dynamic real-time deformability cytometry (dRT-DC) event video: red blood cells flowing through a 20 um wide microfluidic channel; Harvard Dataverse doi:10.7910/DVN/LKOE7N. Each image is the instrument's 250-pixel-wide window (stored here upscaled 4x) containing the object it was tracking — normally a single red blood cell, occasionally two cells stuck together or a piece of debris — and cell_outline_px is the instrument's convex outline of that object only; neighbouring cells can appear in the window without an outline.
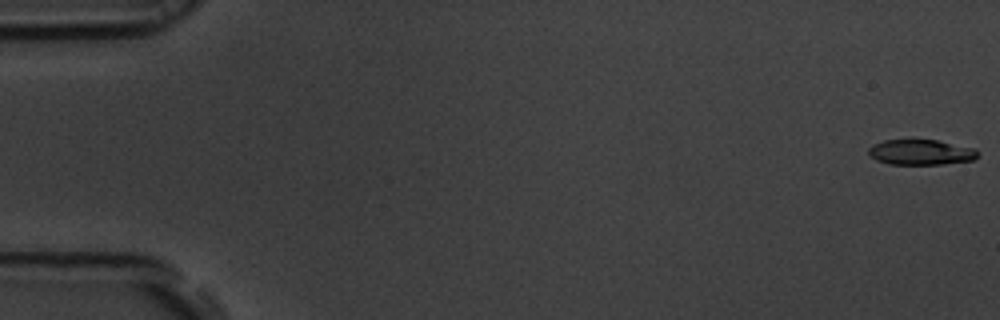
{"species": "common noctule bat (a hibernating species)", "species_latin": "Nyctalus noctula", "temperature_condition": "room temperature", "stored_images_in_passage": 56, "camera_frame_rate_fps": 3000, "um_per_image_px": 0.085, "animal": {"sex": "male", "body_mass_g": 19.5, "forearm_length_mm": 54.6}, "frame": {"image": 1, "passage_image": 1, "time_ms": 0.0, "image_size_px": [1000, 320], "cell_outline_px": [[980, 152], [972, 160], [944, 164], [888, 164], [876, 160], [868, 152], [868, 148], [872, 144], [884, 140], [912, 136], [936, 140], [976, 148]], "centroid_in_image_um": [78.23, 12.88], "position_along_channel_um": 6.8, "area_um2": 16.88}}
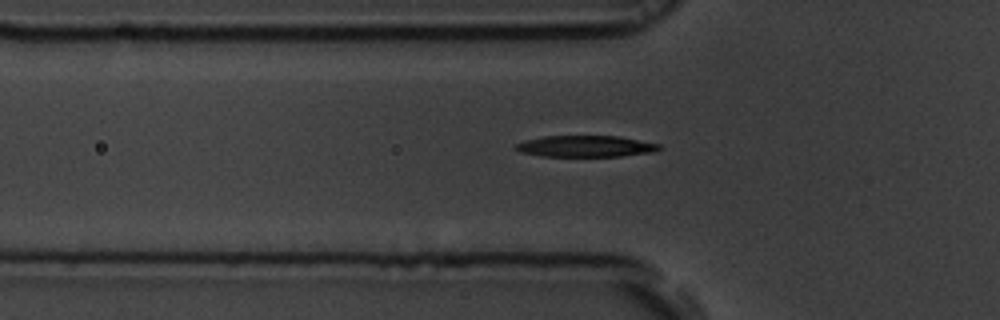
{"frame": {"image": 2, "passage_image": 19, "time_ms": 6.0, "image_size_px": [1000, 320], "cell_outline_px": [[664, 148], [656, 152], [620, 156], [540, 156], [520, 152], [512, 148], [516, 144], [524, 140], [544, 136], [616, 136], [660, 144]], "centroid_in_image_um": [49.77, 12.43], "position_along_channel_um": 76.0, "area_um2": 17.98}}
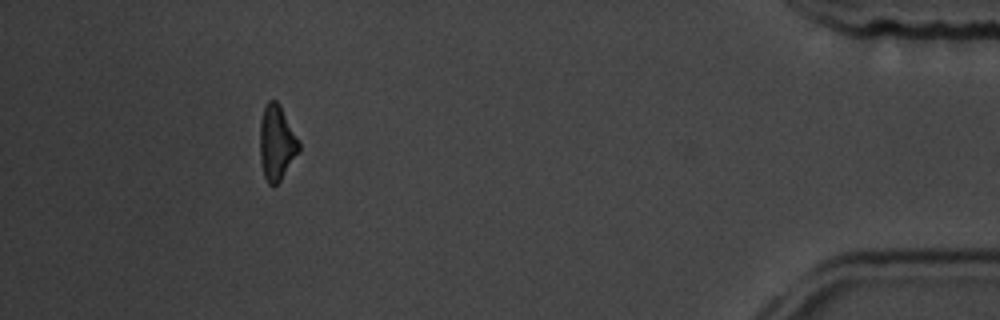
{"frame": {"image": 3, "passage_image": 51, "time_ms": 16.667, "image_size_px": [1000, 320], "cell_outline_px": [[300, 152], [280, 180], [272, 188], [268, 184], [264, 176], [260, 160], [260, 120], [264, 108], [268, 100], [276, 100], [280, 104], [300, 140]], "centroid_in_image_um": [23.53, 12.13], "position_along_channel_um": 411.7, "area_um2": 17.4}, "authors_computed_cell_mechanics": {"area_um2": 18.0914, "velocity_mm_per_s": 3.7036, "shape_relaxation_time_tau1_ms": 2.7452, "shape_relaxation_time_tau2_ms": null, "deformation_change_tau1": 0.168, "deformation_change_tau2": null}}